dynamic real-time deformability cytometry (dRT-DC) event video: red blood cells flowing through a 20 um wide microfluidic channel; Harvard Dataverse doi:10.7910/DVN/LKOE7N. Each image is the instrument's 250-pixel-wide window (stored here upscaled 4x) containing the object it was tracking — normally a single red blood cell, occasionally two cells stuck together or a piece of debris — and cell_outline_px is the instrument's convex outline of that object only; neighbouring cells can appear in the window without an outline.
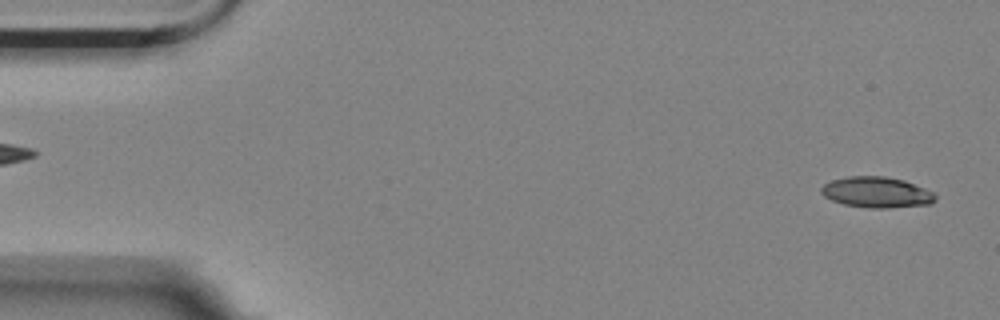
{"species": "Egyptian fruit bat (a non-hibernating species)", "species_latin": "Rousettus aegyptiacus", "temperature_condition": "room temperature", "stored_images_in_passage": 5, "segment_of_instrument_passage": [2, 2], "camera_frame_rate_fps": 3000, "um_per_image_px": 0.085, "animal": {"sex": "female"}, "frame": {"image": 1, "passage_image": 5, "time_ms": 1.333, "image_size_px": [1000, 320], "cell_outline_px": [[936, 200], [932, 204], [884, 208], [868, 208], [844, 204], [832, 200], [824, 196], [820, 192], [820, 188], [824, 184], [832, 180], [848, 176], [884, 176], [904, 180], [924, 188], [932, 192], [936, 196]], "centroid_in_image_um": [74.51, 16.34], "position_along_channel_um": 10.5, "area_um2": 20.46}}